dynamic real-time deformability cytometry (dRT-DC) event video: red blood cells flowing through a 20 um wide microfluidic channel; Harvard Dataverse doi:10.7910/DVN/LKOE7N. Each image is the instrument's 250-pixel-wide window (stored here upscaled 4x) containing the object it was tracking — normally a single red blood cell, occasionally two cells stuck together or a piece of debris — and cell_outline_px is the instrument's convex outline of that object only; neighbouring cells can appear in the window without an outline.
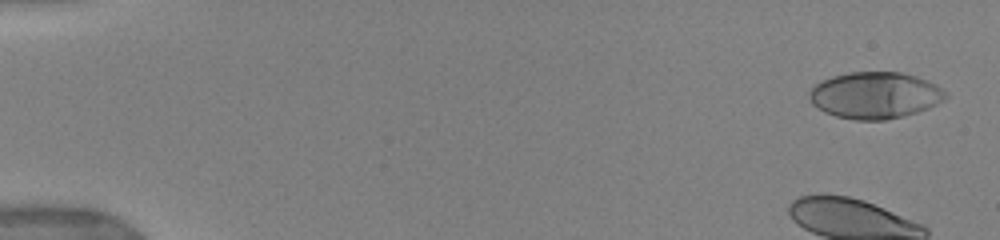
{"species": "human", "species_latin": "Homo sapiens", "temperature_condition": "warm", "stored_images_in_passage": 42, "camera_frame_rate_fps": 3000, "um_per_image_px": 0.085, "donor": {"sex": "female"}, "frame": {"image": 1, "passage_image": 1, "time_ms": 0.0, "image_size_px": [1000, 240], "cell_outline_px": [[948, 96], [944, 100], [928, 108], [916, 112], [884, 120], [856, 120], [836, 116], [824, 112], [812, 104], [808, 96], [808, 92], [820, 80], [832, 76], [848, 72], [900, 72], [916, 76], [936, 84], [948, 92]], "centroid_in_image_um": [74.36, 8.09], "position_along_channel_um": 10.6, "area_um2": 37.11}}